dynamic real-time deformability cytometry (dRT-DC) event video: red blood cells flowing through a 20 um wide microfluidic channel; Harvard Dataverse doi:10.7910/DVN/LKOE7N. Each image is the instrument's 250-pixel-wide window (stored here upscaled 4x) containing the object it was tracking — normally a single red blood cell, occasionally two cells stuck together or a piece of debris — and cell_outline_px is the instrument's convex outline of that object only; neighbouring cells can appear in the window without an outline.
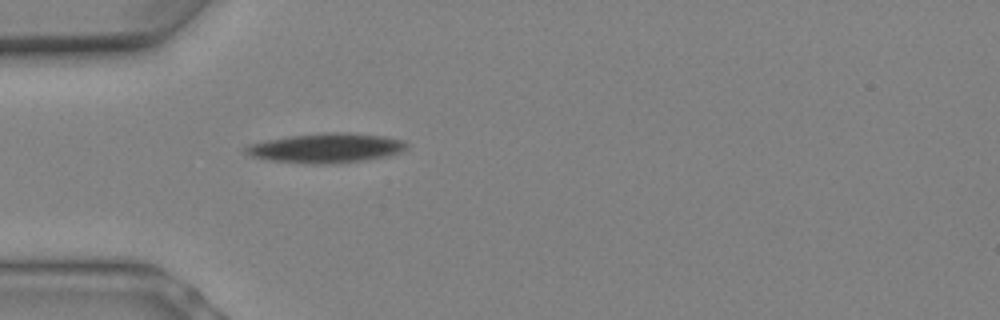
{"species": "Egyptian fruit bat (a non-hibernating species)", "species_latin": "Rousettus aegyptiacus", "temperature_condition": "warm", "stored_images_in_passage": 1, "camera_frame_rate_fps": 3000, "um_per_image_px": 0.085, "animal": {"sex": "female"}, "frame": {"image": 1, "passage_image": 1, "time_ms": 0.0, "image_size_px": [1000, 320], "cell_outline_px": [[408, 148], [400, 152], [388, 156], [364, 160], [336, 164], [304, 164], [268, 160], [252, 156], [244, 152], [244, 148], [248, 144], [288, 136], [324, 132], [348, 132], [384, 136], [404, 140], [408, 144]], "centroid_in_image_um": [27.74, 12.58], "position_along_channel_um": 57.3, "area_um2": 28.09}}